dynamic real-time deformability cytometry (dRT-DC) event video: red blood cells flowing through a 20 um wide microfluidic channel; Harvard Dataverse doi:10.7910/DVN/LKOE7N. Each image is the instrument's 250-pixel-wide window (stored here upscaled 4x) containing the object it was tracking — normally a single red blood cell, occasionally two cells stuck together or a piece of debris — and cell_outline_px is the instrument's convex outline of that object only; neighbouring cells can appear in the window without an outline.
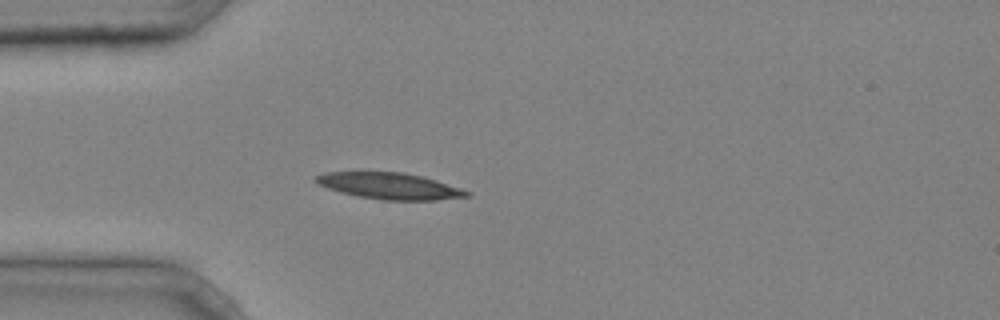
{"species": "common noctule bat (a hibernating species)", "species_latin": "Nyctalus noctula", "temperature_condition": "cold", "stored_images_in_passage": 5, "camera_frame_rate_fps": 3000, "um_per_image_px": 0.085, "animal": {"sex": "male", "body_mass_g": 20.4}, "frame": {"image": 1, "passage_image": 5, "time_ms": 1.333, "image_size_px": [1000, 320], "cell_outline_px": [[472, 196], [436, 200], [384, 200], [360, 196], [340, 192], [316, 184], [312, 180], [316, 176], [324, 172], [404, 172], [424, 176], [472, 192]], "centroid_in_image_um": [33.12, 15.8], "position_along_channel_um": 51.9, "area_um2": 23.29}}